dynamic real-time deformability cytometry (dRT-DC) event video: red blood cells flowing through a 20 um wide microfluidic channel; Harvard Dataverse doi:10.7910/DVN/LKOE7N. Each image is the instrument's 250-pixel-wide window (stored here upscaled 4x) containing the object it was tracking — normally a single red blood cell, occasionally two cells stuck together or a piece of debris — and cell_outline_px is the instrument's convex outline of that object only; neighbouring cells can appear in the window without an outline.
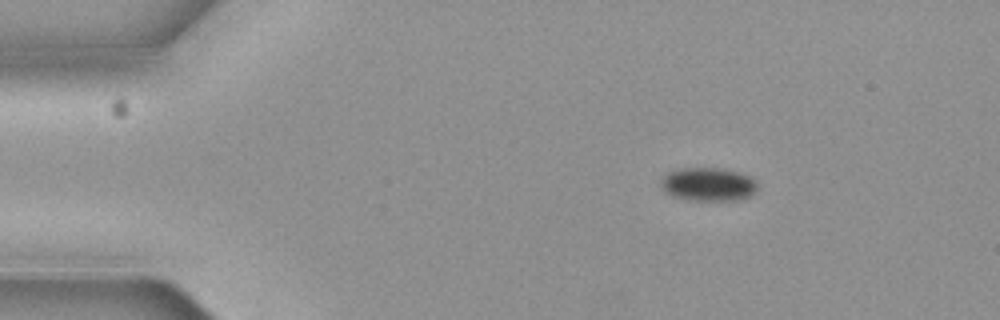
{"species": "common noctule bat (a hibernating species)", "species_latin": "Nyctalus noctula", "temperature_condition": "cold", "stored_images_in_passage": 3, "camera_frame_rate_fps": 3000, "um_per_image_px": 0.085, "animal": {"sex": "female", "body_mass_g": 19.3, "forearm_length_mm": 54.1}, "frame": {"image": 1, "passage_image": 1, "time_ms": 0.0, "image_size_px": [1000, 320], "cell_outline_px": [[756, 192], [752, 196], [736, 200], [692, 200], [672, 196], [664, 192], [660, 184], [664, 176], [668, 172], [680, 168], [724, 168], [740, 172], [756, 180]], "centroid_in_image_um": [60.21, 15.66], "position_along_channel_um": 24.8, "area_um2": 18.96}}